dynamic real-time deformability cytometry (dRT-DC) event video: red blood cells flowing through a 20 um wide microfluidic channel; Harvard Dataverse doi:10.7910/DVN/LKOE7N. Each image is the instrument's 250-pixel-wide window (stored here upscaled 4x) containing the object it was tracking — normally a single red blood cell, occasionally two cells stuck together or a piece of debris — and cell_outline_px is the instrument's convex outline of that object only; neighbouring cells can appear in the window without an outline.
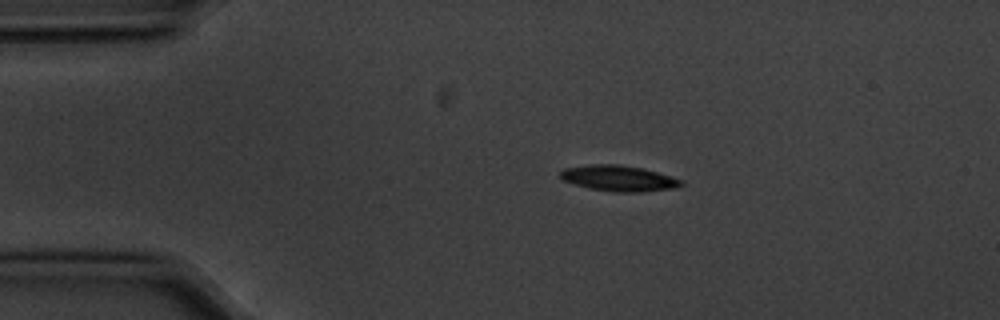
{"species": "common noctule bat (a hibernating species)", "species_latin": "Nyctalus noctula", "temperature_condition": "cold", "stored_images_in_passage": 3, "camera_frame_rate_fps": 3000, "um_per_image_px": 0.085, "animal": {"sex": "male", "body_mass_g": 20.1, "forearm_length_mm": 53.5}, "frame": {"image": 1, "passage_image": 2, "time_ms": 0.333, "image_size_px": [1000, 320], "cell_outline_px": [[684, 184], [672, 188], [640, 192], [612, 192], [572, 184], [560, 180], [560, 172], [564, 168], [588, 164], [620, 164], [640, 168], [656, 172], [684, 180]], "centroid_in_image_um": [52.54, 15.15], "position_along_channel_um": 32.5, "area_um2": 18.15}}